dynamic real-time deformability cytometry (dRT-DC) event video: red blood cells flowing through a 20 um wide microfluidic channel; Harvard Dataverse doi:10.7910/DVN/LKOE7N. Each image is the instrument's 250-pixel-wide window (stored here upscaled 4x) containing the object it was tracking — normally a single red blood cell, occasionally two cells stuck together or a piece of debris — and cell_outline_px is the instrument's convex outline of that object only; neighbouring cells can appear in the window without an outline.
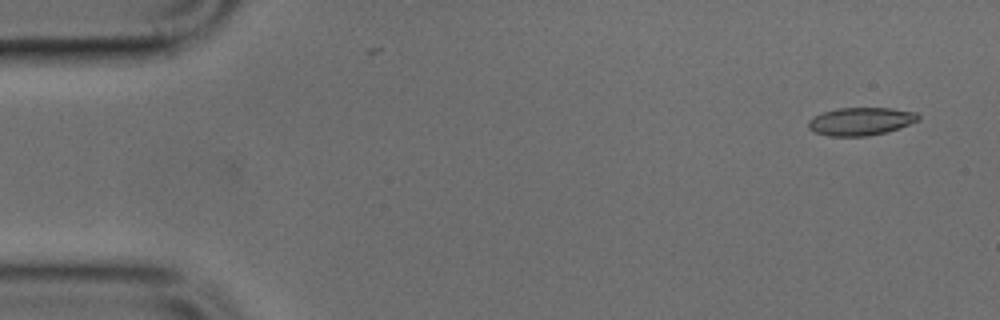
{"species": "common noctule bat (a hibernating species)", "species_latin": "Nyctalus noctula", "temperature_condition": "cold", "stored_images_in_passage": 42, "camera_frame_rate_fps": 3000, "um_per_image_px": 0.085, "animal": {"sex": "male", "body_mass_g": 17.9, "forearm_length_mm": 54.2}, "frame": {"image": 1, "passage_image": 1, "time_ms": 0.0, "image_size_px": [1000, 320], "cell_outline_px": [[920, 120], [884, 132], [868, 136], [828, 136], [816, 132], [808, 128], [808, 120], [812, 116], [824, 112], [840, 108], [892, 108], [916, 112], [920, 116]], "centroid_in_image_um": [73.14, 10.31], "position_along_channel_um": 11.9, "area_um2": 17.74}}
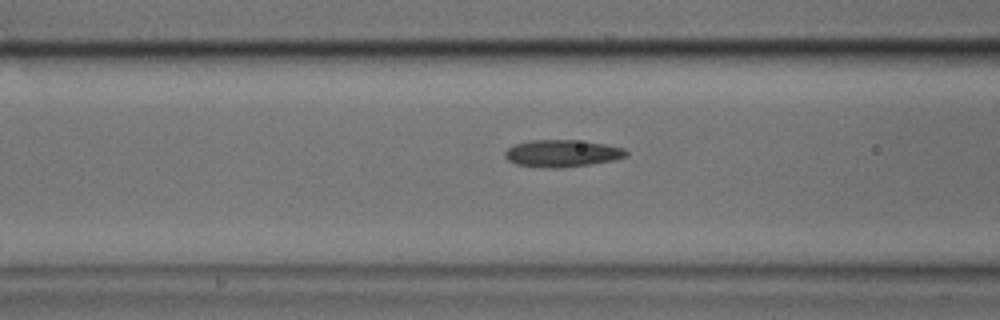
{"frame": {"image": 2, "passage_image": 17, "time_ms": 5.333, "image_size_px": [1000, 320], "cell_outline_px": [[628, 156], [612, 160], [588, 164], [560, 168], [540, 168], [516, 164], [508, 160], [504, 156], [504, 152], [512, 144], [528, 140], [576, 140], [604, 144], [624, 148], [628, 152]], "centroid_in_image_um": [47.72, 13.03], "position_along_channel_um": 118.9, "area_um2": 19.25}}
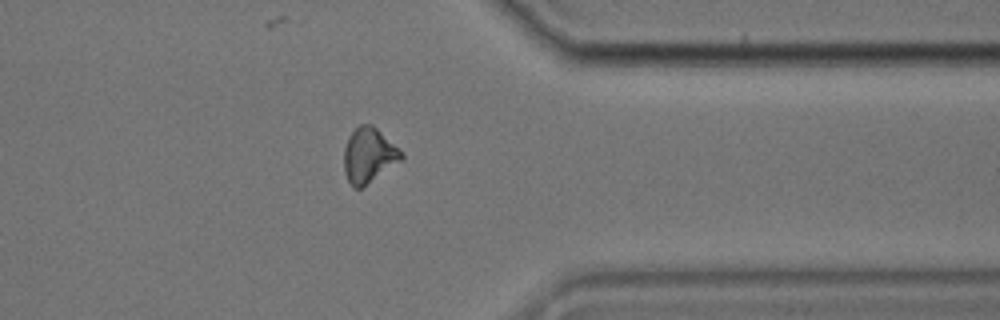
{"frame": {"image": 3, "passage_image": 37, "time_ms": 12.0, "image_size_px": [1000, 320], "cell_outline_px": [[404, 156], [400, 160], [360, 188], [352, 188], [344, 172], [344, 148], [348, 136], [360, 124], [372, 124], [400, 148]], "centroid_in_image_um": [31.32, 13.17], "position_along_channel_um": 380.1, "area_um2": 18.09}}